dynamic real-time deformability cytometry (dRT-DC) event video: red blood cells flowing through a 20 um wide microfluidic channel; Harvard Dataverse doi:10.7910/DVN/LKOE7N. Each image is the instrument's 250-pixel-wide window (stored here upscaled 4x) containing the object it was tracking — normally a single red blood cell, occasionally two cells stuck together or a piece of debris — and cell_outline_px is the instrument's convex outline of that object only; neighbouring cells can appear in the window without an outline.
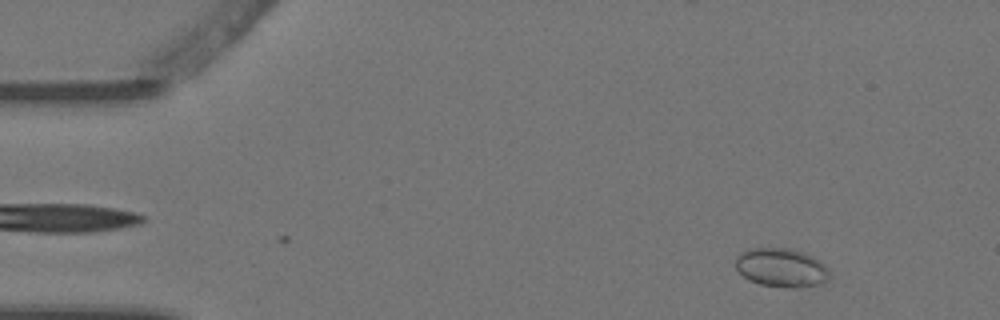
{"species": "Egyptian fruit bat (a non-hibernating species)", "species_latin": "Rousettus aegyptiacus", "temperature_condition": "warm", "stored_images_in_passage": 4, "camera_frame_rate_fps": 3000, "um_per_image_px": 0.085, "animal": {"sex": "female"}, "frame": {"image": 1, "passage_image": 1, "time_ms": 0.0, "image_size_px": [1000, 320], "cell_outline_px": [[828, 276], [824, 280], [816, 284], [792, 288], [784, 288], [760, 284], [748, 280], [736, 268], [736, 256], [740, 252], [752, 248], [792, 248], [804, 252], [820, 260], [828, 268]], "centroid_in_image_um": [66.38, 22.73], "position_along_channel_um": 18.6, "area_um2": 21.15}}